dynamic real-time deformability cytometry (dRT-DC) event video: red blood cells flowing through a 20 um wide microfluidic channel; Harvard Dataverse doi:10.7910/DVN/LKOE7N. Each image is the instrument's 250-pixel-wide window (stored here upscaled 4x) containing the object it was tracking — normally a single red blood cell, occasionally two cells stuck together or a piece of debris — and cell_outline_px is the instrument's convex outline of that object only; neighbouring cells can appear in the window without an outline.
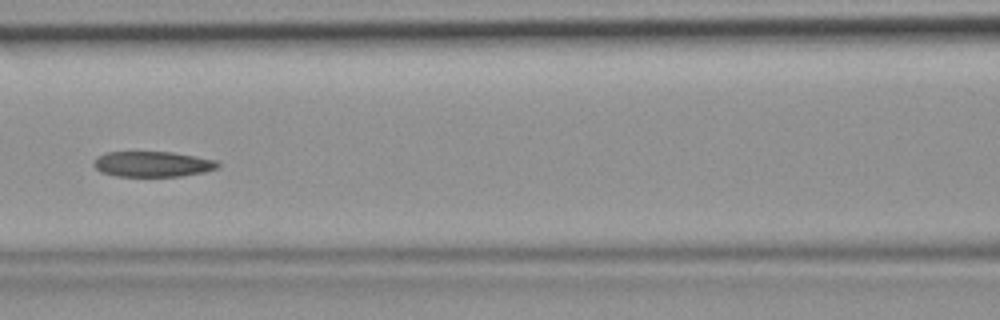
{"species": "common noctule bat (a hibernating species)", "species_latin": "Nyctalus noctula", "temperature_condition": "room temperature", "stored_images_in_passage": 46, "segment_of_instrument_passage": [1, 2], "camera_frame_rate_fps": 3000, "um_per_image_px": 0.085, "animal": {"sex": "female", "body_mass_g": 19.9}, "frame": {"image": 1, "passage_image": 20, "time_ms": 6.333, "image_size_px": [1000, 320], "cell_outline_px": [[220, 164], [216, 168], [204, 172], [180, 176], [116, 176], [100, 172], [92, 164], [96, 156], [104, 152], [172, 152], [216, 160]], "centroid_in_image_um": [12.91, 13.94], "position_along_channel_um": 153.7, "area_um2": 18.44}}
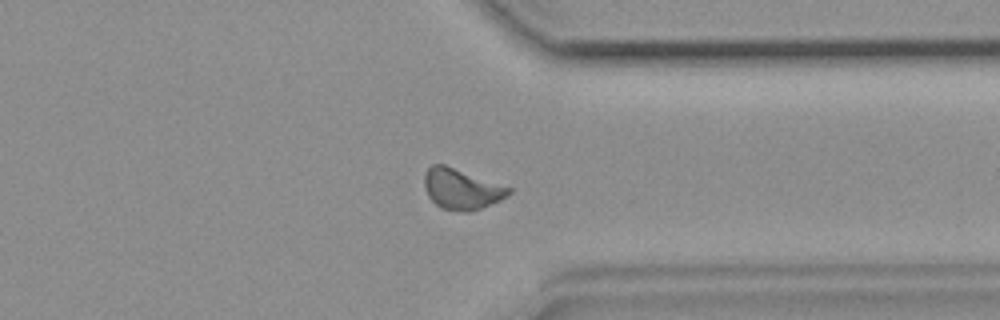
{"frame": {"image": 2, "passage_image": 35, "time_ms": 11.333, "image_size_px": [1000, 320], "cell_outline_px": [[512, 192], [508, 196], [500, 200], [480, 208], [468, 212], [464, 212], [440, 208], [428, 196], [424, 184], [424, 172], [432, 164], [444, 164], [512, 188]], "centroid_in_image_um": [39.22, 16.06], "position_along_channel_um": 372.2, "area_um2": 19.88}}
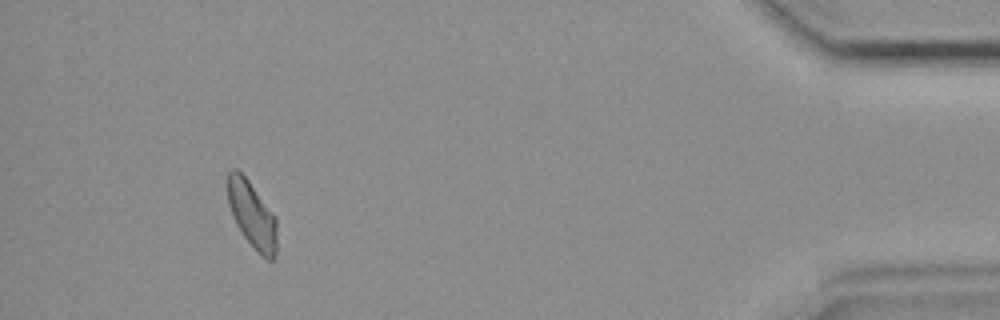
{"frame": {"image": 3, "passage_image": 42, "time_ms": 13.667, "image_size_px": [1000, 320], "cell_outline_px": [[276, 252], [272, 260], [268, 260], [244, 236], [236, 224], [232, 216], [228, 204], [228, 172], [232, 168], [236, 168], [248, 180], [276, 216]], "centroid_in_image_um": [21.42, 18.21], "position_along_channel_um": 413.8, "area_um2": 18.73}}